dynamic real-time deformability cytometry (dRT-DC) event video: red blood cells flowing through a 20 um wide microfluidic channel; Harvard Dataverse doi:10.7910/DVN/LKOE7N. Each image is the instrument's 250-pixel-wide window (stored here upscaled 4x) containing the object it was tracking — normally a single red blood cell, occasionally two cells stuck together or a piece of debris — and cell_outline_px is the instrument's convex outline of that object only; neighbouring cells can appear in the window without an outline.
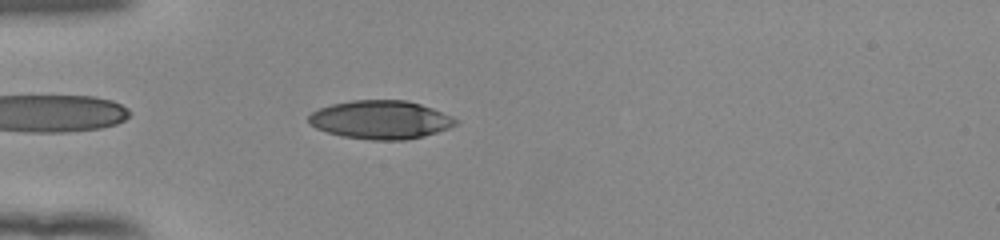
{"species": "human", "species_latin": "Homo sapiens", "temperature_condition": "room temperature", "stored_images_in_passage": 40, "camera_frame_rate_fps": 3000, "um_per_image_px": 0.085, "donor": {"sex": "female"}, "frame": {"image": 1, "passage_image": 3, "time_ms": 0.667, "image_size_px": [1000, 240], "cell_outline_px": [[460, 120], [456, 124], [448, 128], [424, 136], [404, 140], [372, 140], [344, 136], [328, 132], [316, 128], [308, 124], [308, 116], [312, 112], [320, 108], [332, 104], [352, 100], [408, 100], [432, 108], [452, 116]], "centroid_in_image_um": [32.35, 10.17], "position_along_channel_um": 52.6, "area_um2": 32.89}}
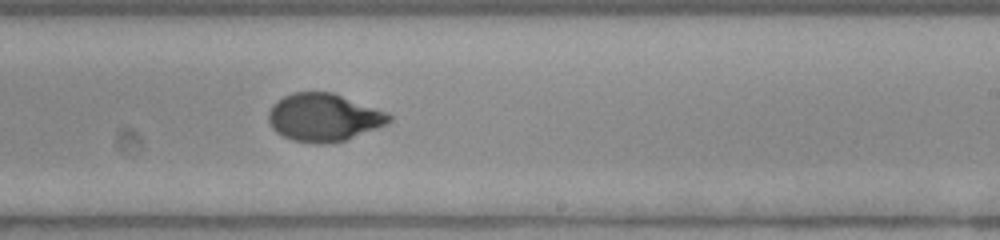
{"frame": {"image": 2, "passage_image": 20, "time_ms": 6.333, "image_size_px": [1000, 240], "cell_outline_px": [[392, 120], [388, 124], [344, 140], [324, 144], [292, 140], [276, 132], [272, 128], [268, 120], [268, 112], [272, 104], [276, 100], [292, 92], [332, 92], [388, 112], [392, 116]], "centroid_in_image_um": [27.51, 9.97], "position_along_channel_um": 261.5, "area_um2": 33.58}}
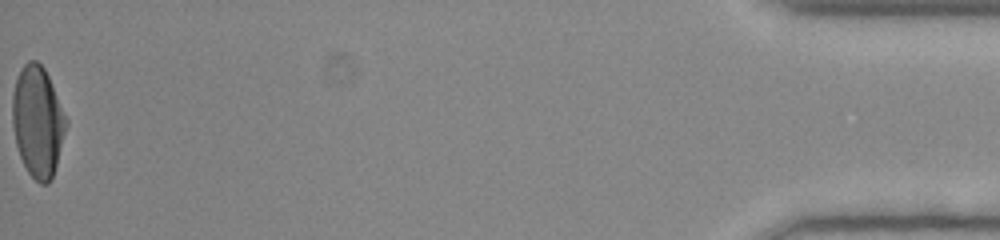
{"frame": {"image": 3, "passage_image": 40, "time_ms": 13.0, "image_size_px": [1000, 240], "cell_outline_px": [[68, 124], [56, 164], [52, 176], [48, 184], [40, 184], [28, 172], [20, 156], [16, 144], [12, 124], [12, 96], [16, 80], [20, 68], [28, 60], [36, 60], [44, 68], [48, 76], [68, 120]], "centroid_in_image_um": [3.2, 10.31], "position_along_channel_um": 432.0, "area_um2": 34.56}, "authors_computed_cell_mechanics": {"area_um2": 33.6685, "velocity_mm_per_s": 3.9309, "shape_relaxation_time_tau1_ms": 4.1959, "shape_relaxation_time_tau2_ms": null, "deformation_change_tau1": 0.2162, "deformation_change_tau2": null}}